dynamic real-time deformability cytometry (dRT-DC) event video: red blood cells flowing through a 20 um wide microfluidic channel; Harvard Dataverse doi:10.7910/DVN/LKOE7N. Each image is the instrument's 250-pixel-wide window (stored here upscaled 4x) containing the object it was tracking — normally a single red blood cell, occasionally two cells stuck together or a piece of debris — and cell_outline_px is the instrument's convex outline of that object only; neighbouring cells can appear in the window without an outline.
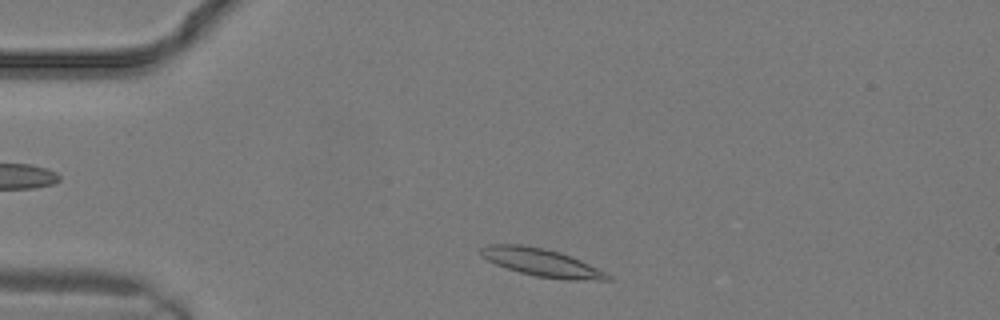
{"species": "common noctule bat (a hibernating species)", "species_latin": "Nyctalus noctula", "temperature_condition": "warm", "stored_images_in_passage": 4, "camera_frame_rate_fps": 3000, "um_per_image_px": 0.085, "animal": {"sex": "male", "body_mass_g": 19.2, "forearm_length_mm": 51.8}, "frame": {"image": 1, "passage_image": 2, "time_ms": 0.333, "image_size_px": [1000, 320], "cell_outline_px": [[612, 280], [564, 280], [536, 276], [520, 272], [496, 264], [480, 256], [480, 248], [484, 244], [520, 244], [544, 248], [560, 252], [580, 260], [612, 276]], "centroid_in_image_um": [46.0, 22.31], "position_along_channel_um": 39.0, "area_um2": 20.46}}